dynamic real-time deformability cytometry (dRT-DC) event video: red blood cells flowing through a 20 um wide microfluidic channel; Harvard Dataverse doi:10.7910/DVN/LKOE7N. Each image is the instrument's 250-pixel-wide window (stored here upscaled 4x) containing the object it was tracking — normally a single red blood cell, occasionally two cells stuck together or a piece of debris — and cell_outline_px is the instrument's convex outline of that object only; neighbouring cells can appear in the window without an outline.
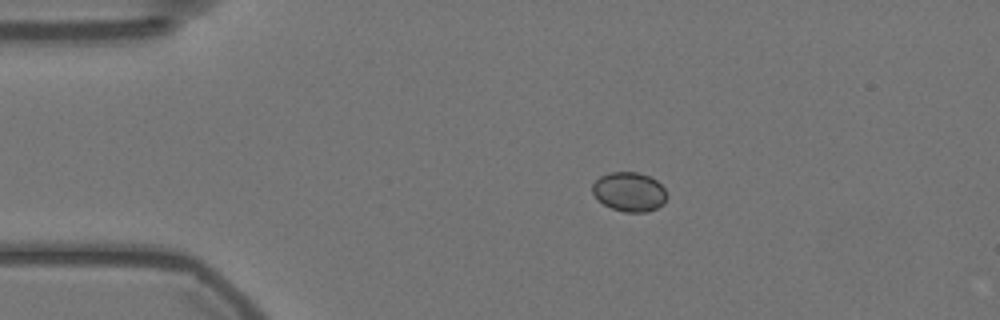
{"species": "Egyptian fruit bat (a non-hibernating species)", "species_latin": "Rousettus aegyptiacus", "temperature_condition": "warm", "stored_images_in_passage": 12, "camera_frame_rate_fps": 3000, "um_per_image_px": 0.085, "animal": {"sex": "female"}, "frame": {"image": 1, "passage_image": 1, "time_ms": 0.0, "image_size_px": [1000, 320], "cell_outline_px": [[668, 196], [664, 204], [656, 208], [644, 212], [624, 212], [612, 208], [604, 204], [592, 192], [592, 184], [600, 176], [608, 172], [636, 172], [648, 176], [656, 180], [664, 188]], "centroid_in_image_um": [53.5, 16.3], "position_along_channel_um": 31.5, "area_um2": 16.99}}
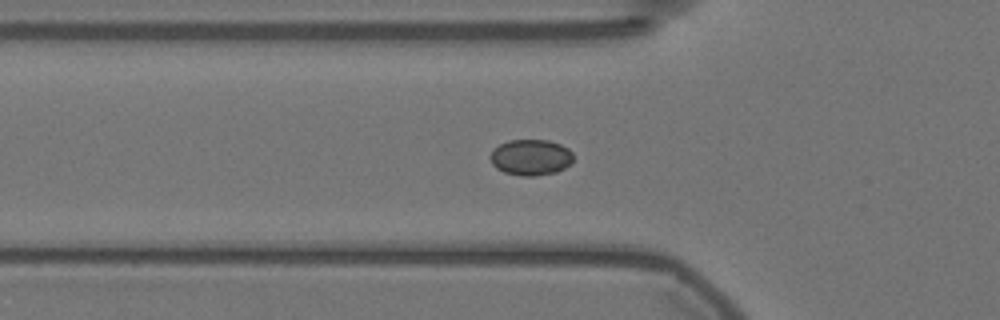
{"frame": {"image": 2, "passage_image": 9, "time_ms": 2.667, "image_size_px": [1000, 320], "cell_outline_px": [[572, 164], [556, 172], [536, 176], [520, 176], [504, 172], [496, 168], [492, 164], [488, 156], [492, 148], [508, 140], [548, 140], [560, 144], [568, 148], [572, 152]], "centroid_in_image_um": [45.08, 13.37], "position_along_channel_um": 80.7, "area_um2": 17.69}}
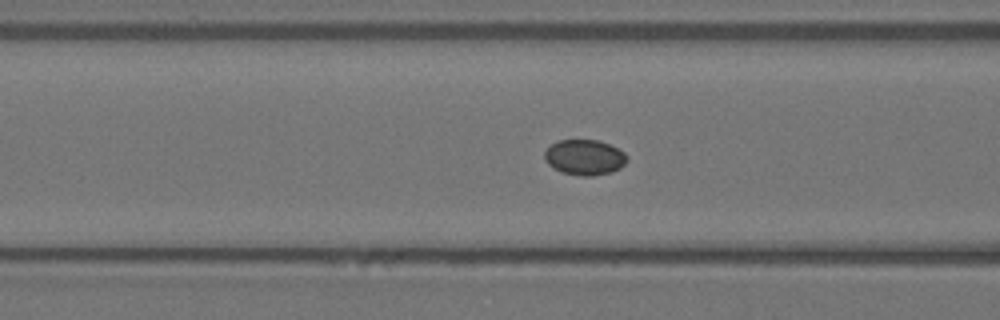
{"frame": {"image": 3, "passage_image": 12, "time_ms": 3.667, "image_size_px": [1000, 320], "cell_outline_px": [[628, 160], [620, 168], [612, 172], [592, 176], [580, 176], [560, 172], [552, 168], [544, 160], [544, 152], [552, 144], [560, 140], [600, 140], [624, 152], [628, 156]], "centroid_in_image_um": [49.68, 13.39], "position_along_channel_um": 116.9, "area_um2": 17.17}}